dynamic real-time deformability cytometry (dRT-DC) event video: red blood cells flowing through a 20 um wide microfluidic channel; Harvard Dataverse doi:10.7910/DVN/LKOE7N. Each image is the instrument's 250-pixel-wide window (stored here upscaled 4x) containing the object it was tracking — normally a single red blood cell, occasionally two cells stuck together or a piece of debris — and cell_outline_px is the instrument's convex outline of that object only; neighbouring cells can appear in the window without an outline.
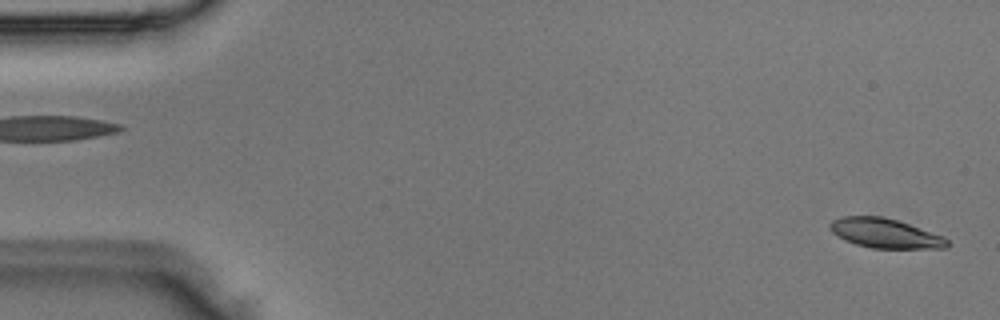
{"species": "Egyptian fruit bat (a non-hibernating species)", "species_latin": "Rousettus aegyptiacus", "temperature_condition": "room temperature", "stored_images_in_passage": 3, "segment_of_instrument_passage": [2, 2], "camera_frame_rate_fps": 3000, "um_per_image_px": 0.085, "animal": {"sex": "male"}, "frame": {"image": 1, "passage_image": 3, "time_ms": 0.667, "image_size_px": [1000, 320], "cell_outline_px": [[948, 248], [872, 248], [856, 244], [844, 240], [832, 232], [828, 228], [828, 224], [832, 220], [844, 216], [884, 216], [944, 236], [948, 240]], "centroid_in_image_um": [75.21, 19.82], "position_along_channel_um": 9.8, "area_um2": 20.11}}